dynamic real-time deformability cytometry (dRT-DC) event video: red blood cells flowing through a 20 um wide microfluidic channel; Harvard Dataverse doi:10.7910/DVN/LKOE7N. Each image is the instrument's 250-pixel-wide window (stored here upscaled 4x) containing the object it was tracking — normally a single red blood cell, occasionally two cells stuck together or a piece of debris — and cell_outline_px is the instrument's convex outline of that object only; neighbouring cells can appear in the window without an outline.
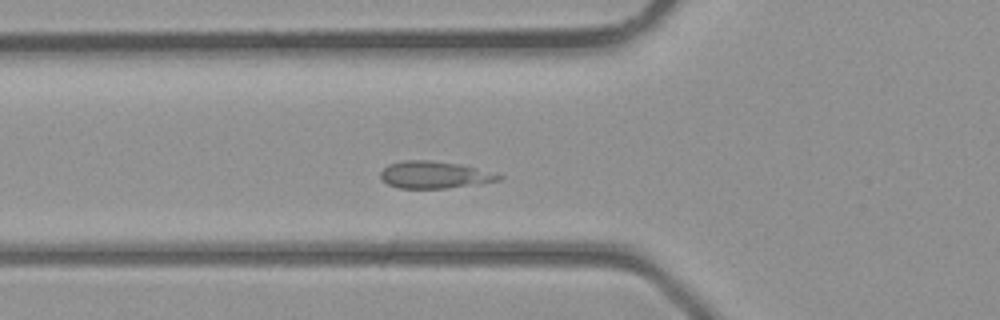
{"species": "common noctule bat (a hibernating species)", "species_latin": "Nyctalus noctula", "temperature_condition": "room temperature", "stored_images_in_passage": 28, "camera_frame_rate_fps": 3000, "um_per_image_px": 0.085, "animal": {"sex": "male", "body_mass_g": 23.1, "forearm_length_mm": 52.7}, "frame": {"image": 1, "passage_image": 2, "time_ms": 0.333, "image_size_px": [1000, 320], "cell_outline_px": [[504, 180], [480, 184], [448, 188], [396, 188], [388, 184], [380, 176], [380, 172], [388, 164], [404, 160], [428, 160], [460, 164], [476, 168], [504, 176]], "centroid_in_image_um": [36.95, 14.87], "position_along_channel_um": 88.9, "area_um2": 18.73}}
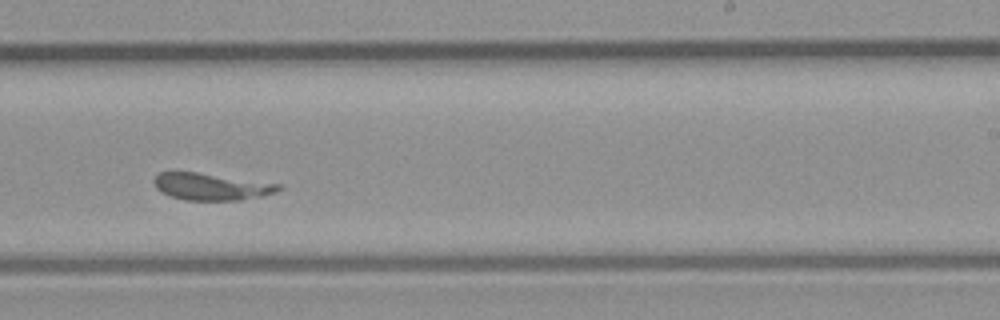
{"frame": {"image": 2, "passage_image": 13, "time_ms": 4.0, "image_size_px": [1000, 320], "cell_outline_px": [[280, 188], [276, 192], [260, 196], [240, 200], [184, 200], [172, 196], [156, 188], [152, 180], [160, 172], [200, 172], [280, 184]], "centroid_in_image_um": [17.94, 15.85], "position_along_channel_um": 271.1, "area_um2": 19.36}}
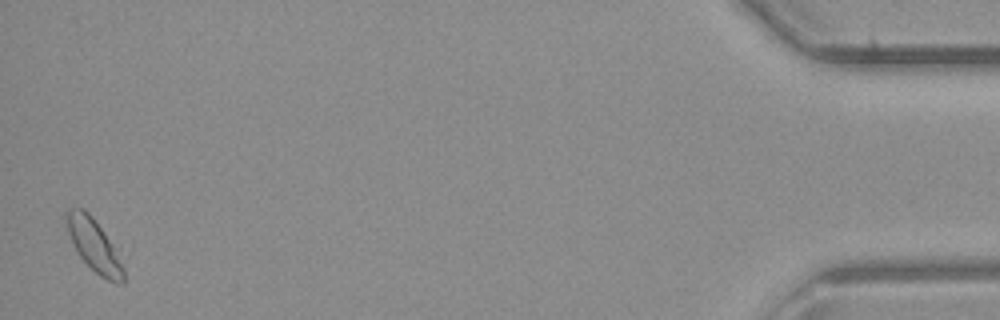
{"frame": {"image": 3, "passage_image": 28, "time_ms": 9.0, "image_size_px": [1000, 320], "cell_outline_px": [[124, 284], [116, 284], [100, 276], [76, 252], [72, 244], [68, 232], [68, 208], [80, 208], [88, 212], [92, 216], [120, 248], [124, 268]], "centroid_in_image_um": [8.11, 20.89], "position_along_channel_um": 427.1, "area_um2": 17.86}}